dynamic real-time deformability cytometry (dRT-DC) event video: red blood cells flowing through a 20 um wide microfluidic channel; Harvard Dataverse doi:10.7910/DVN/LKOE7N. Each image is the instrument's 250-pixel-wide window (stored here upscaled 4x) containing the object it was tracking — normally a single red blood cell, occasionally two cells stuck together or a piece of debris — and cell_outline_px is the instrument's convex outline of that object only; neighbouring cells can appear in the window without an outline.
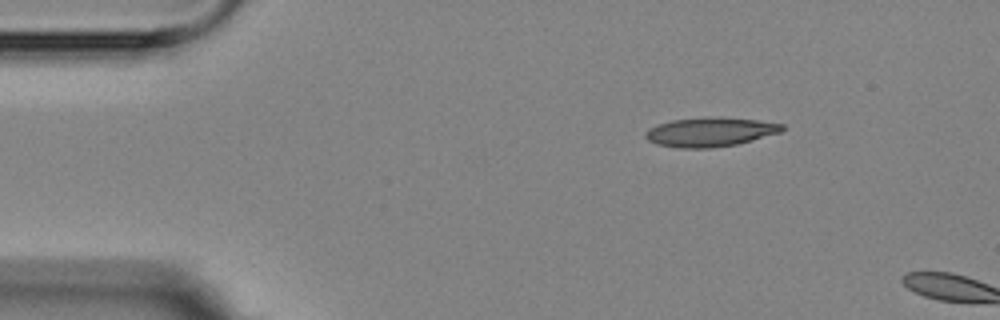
{"species": "Egyptian fruit bat (a non-hibernating species)", "species_latin": "Rousettus aegyptiacus", "temperature_condition": "room temperature", "stored_images_in_passage": 2, "camera_frame_rate_fps": 3000, "um_per_image_px": 0.085, "animal": {"sex": "female"}, "frame": {"image": 1, "passage_image": 1, "time_ms": 0.0, "image_size_px": [1000, 320], "cell_outline_px": [[784, 128], [780, 132], [752, 140], [736, 144], [712, 148], [680, 148], [656, 144], [648, 140], [644, 136], [644, 132], [648, 128], [672, 120], [756, 120], [784, 124]], "centroid_in_image_um": [60.31, 11.28], "position_along_channel_um": 24.7, "area_um2": 21.96}}